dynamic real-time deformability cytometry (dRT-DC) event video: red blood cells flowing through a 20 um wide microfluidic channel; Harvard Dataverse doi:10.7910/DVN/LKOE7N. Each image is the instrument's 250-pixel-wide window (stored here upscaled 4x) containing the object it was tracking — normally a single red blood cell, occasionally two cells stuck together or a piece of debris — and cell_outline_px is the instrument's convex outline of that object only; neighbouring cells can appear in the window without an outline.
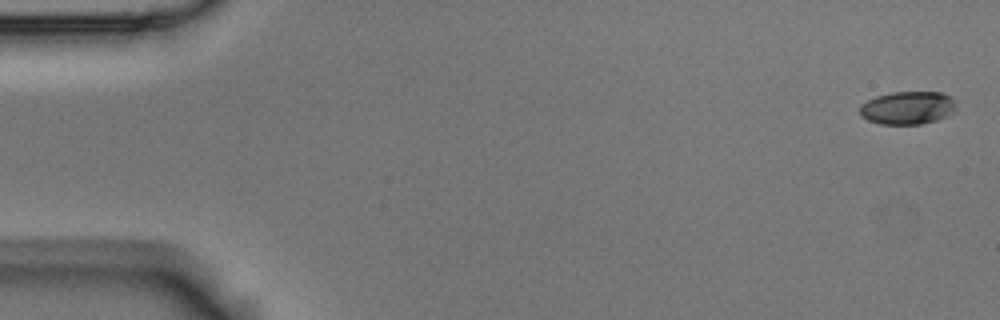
{"species": "Egyptian fruit bat (a non-hibernating species)", "species_latin": "Rousettus aegyptiacus", "temperature_condition": "room temperature", "stored_images_in_passage": 5, "camera_frame_rate_fps": 3000, "um_per_image_px": 0.085, "animal": {"sex": "male"}, "frame": {"image": 1, "passage_image": 1, "time_ms": 0.0, "image_size_px": [1000, 320], "cell_outline_px": [[956, 104], [952, 112], [948, 116], [936, 120], [920, 124], [880, 124], [868, 120], [860, 116], [860, 104], [876, 96], [892, 92], [940, 92], [952, 96], [956, 100]], "centroid_in_image_um": [77.15, 9.16], "position_along_channel_um": 7.8, "area_um2": 18.67}}
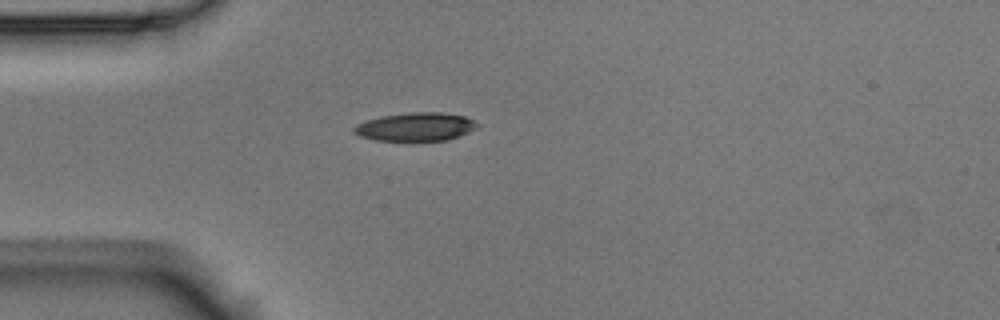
{"frame": {"image": 2, "passage_image": 5, "time_ms": 1.333, "image_size_px": [1000, 320], "cell_outline_px": [[480, 128], [444, 140], [376, 140], [360, 136], [352, 132], [352, 128], [356, 124], [380, 116], [408, 112], [444, 112], [464, 116], [480, 124]], "centroid_in_image_um": [35.33, 10.76], "position_along_channel_um": 49.7, "area_um2": 20.35}}